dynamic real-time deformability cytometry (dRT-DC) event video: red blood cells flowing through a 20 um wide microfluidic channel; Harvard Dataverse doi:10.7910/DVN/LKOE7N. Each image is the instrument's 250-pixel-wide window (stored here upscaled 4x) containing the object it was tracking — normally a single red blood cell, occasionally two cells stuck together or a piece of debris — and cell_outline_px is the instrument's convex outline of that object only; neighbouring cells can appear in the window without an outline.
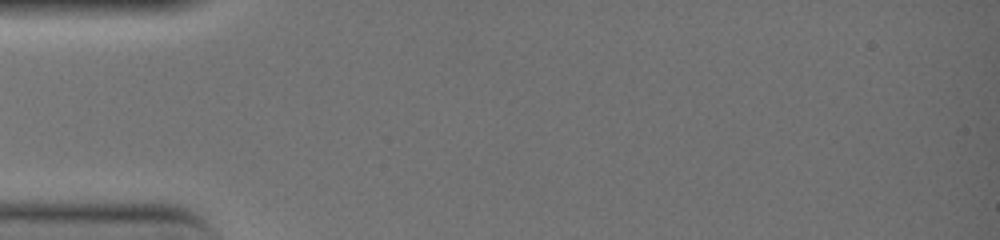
{"species": "common noctule bat (a hibernating species)", "species_latin": "Nyctalus noctula", "temperature_condition": "warm", "stored_images_in_passage": 2, "camera_frame_rate_fps": 3000, "um_per_image_px": 0.085, "animal": {"sex": "female", "body_mass_g": 19.0, "forearm_length_mm": 51.5}, "frame": {"image": 1, "passage_image": 1, "time_ms": 0.0, "image_size_px": [1000, 240], "cell_outline_px": [[164, 164], [160, 168], [68, 168], [32, 164], [32, 160], [64, 152], [140, 156], [164, 160]], "centroid_in_image_um": [8.33, 13.7], "position_along_channel_um": 76.7, "area_um2": 11.62}}